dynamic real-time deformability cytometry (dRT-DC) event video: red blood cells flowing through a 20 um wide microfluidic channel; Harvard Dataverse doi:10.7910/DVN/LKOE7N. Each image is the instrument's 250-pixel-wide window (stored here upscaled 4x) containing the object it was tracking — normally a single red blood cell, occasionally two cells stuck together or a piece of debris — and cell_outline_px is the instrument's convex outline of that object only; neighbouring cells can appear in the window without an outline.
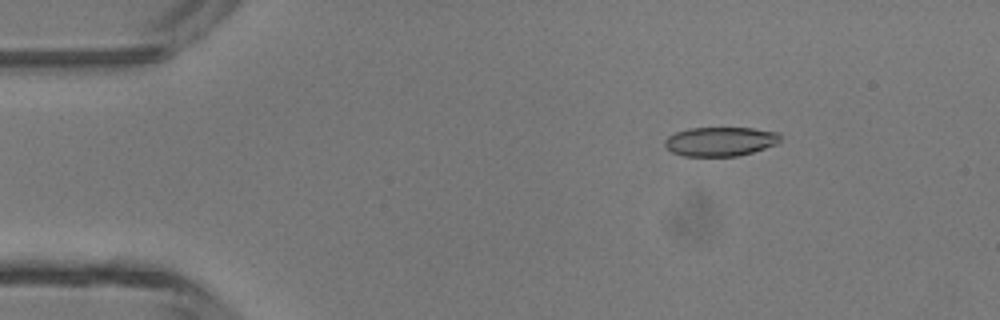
{"species": "common noctule bat (a hibernating species)", "species_latin": "Nyctalus noctula", "temperature_condition": "room temperature", "stored_images_in_passage": 43, "camera_frame_rate_fps": 3000, "um_per_image_px": 0.085, "animal": {"sex": "male", "body_mass_g": 13.3}, "frame": {"image": 1, "passage_image": 7, "time_ms": 2.0, "image_size_px": [1000, 320], "cell_outline_px": [[780, 140], [776, 144], [752, 152], [736, 156], [684, 156], [672, 152], [664, 144], [664, 140], [668, 136], [676, 132], [688, 128], [752, 128], [780, 132]], "centroid_in_image_um": [61.22, 12.02], "position_along_channel_um": 23.8, "area_um2": 19.59}}
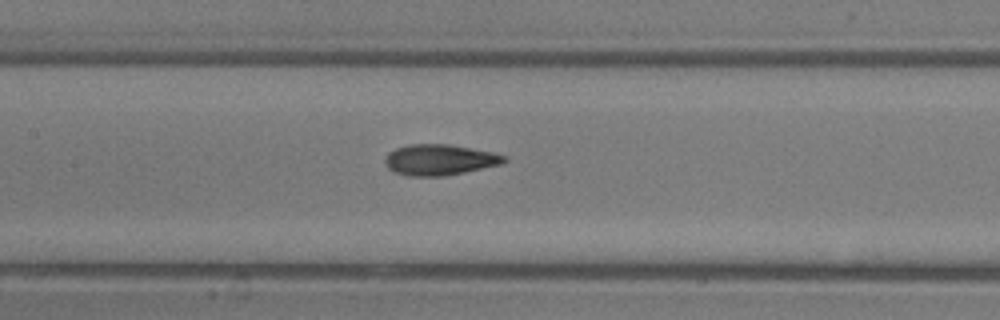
{"frame": {"image": 2, "passage_image": 22, "time_ms": 7.0, "image_size_px": [1000, 320], "cell_outline_px": [[508, 160], [504, 164], [444, 176], [408, 176], [396, 172], [388, 168], [384, 164], [384, 160], [388, 152], [396, 148], [408, 144], [448, 144], [496, 152], [508, 156]], "centroid_in_image_um": [37.41, 13.57], "position_along_channel_um": 170.0, "area_um2": 21.73}}
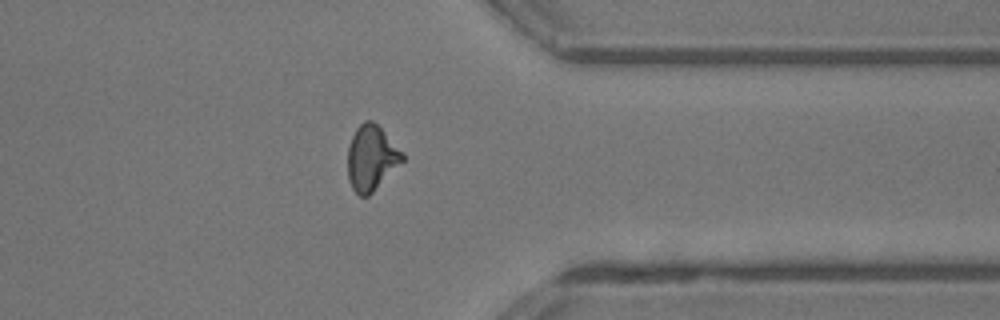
{"frame": {"image": 3, "passage_image": 37, "time_ms": 12.0, "image_size_px": [1000, 320], "cell_outline_px": [[404, 160], [368, 196], [360, 196], [352, 188], [348, 176], [348, 148], [352, 136], [356, 128], [364, 120], [372, 120], [404, 152]], "centroid_in_image_um": [31.57, 13.41], "position_along_channel_um": 379.8, "area_um2": 20.52}, "authors_computed_cell_mechanics": {"area_um2": 20.5768, "velocity_mm_per_s": 4.3745, "shape_relaxation_time_tau1_ms": 3.4162, "shape_relaxation_time_tau2_ms": 1.7828, "deformation_change_tau1": 0.1278, "deformation_change_tau2": 0.0902}}